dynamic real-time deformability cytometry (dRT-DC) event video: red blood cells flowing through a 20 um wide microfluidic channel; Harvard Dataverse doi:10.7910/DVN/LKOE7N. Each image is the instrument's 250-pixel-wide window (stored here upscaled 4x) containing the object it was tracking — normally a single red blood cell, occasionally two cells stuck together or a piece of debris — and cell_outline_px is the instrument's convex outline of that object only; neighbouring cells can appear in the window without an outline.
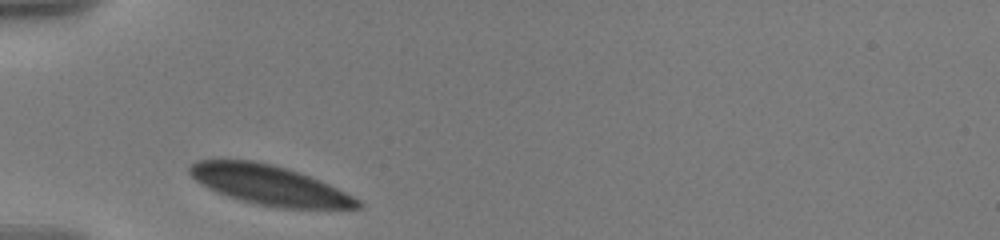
{"species": "human", "species_latin": "Homo sapiens", "temperature_condition": "warm", "stored_images_in_passage": 20, "camera_frame_rate_fps": 3000, "um_per_image_px": 0.085, "donor": {"sex": "male"}, "frame": {"image": 1, "passage_image": 1, "time_ms": 0.0, "image_size_px": [1000, 240], "cell_outline_px": [[364, 204], [360, 208], [280, 208], [256, 204], [240, 200], [228, 196], [208, 188], [196, 180], [188, 172], [188, 164], [200, 160], [252, 160], [272, 164], [288, 168], [300, 172], [328, 184], [360, 200]], "centroid_in_image_um": [22.89, 15.73], "position_along_channel_um": 62.1, "area_um2": 38.55}}
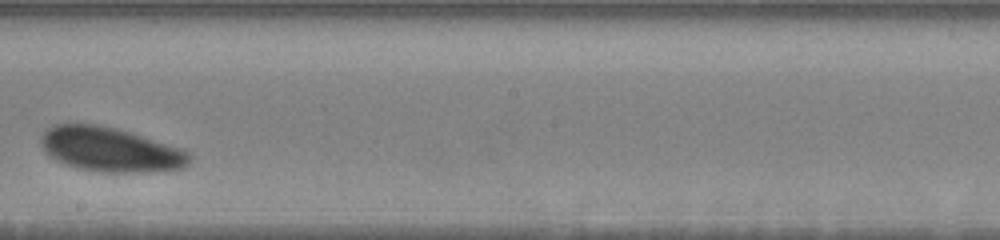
{"frame": {"image": 2, "passage_image": 12, "time_ms": 5.333, "image_size_px": [1000, 240], "cell_outline_px": [[192, 160], [184, 168], [164, 172], [100, 172], [76, 168], [64, 164], [48, 156], [44, 152], [40, 144], [40, 136], [52, 124], [100, 124], [116, 128], [184, 148], [192, 156]], "centroid_in_image_um": [9.4, 12.72], "position_along_channel_um": 238.8, "area_um2": 39.25}}
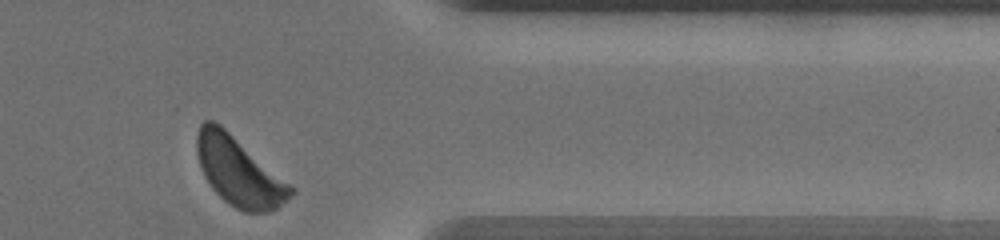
{"frame": {"image": 3, "passage_image": 20, "time_ms": 10.0, "image_size_px": [1000, 240], "cell_outline_px": [[296, 192], [276, 208], [268, 212], [244, 212], [228, 204], [212, 188], [204, 176], [196, 152], [196, 136], [200, 124], [204, 120], [212, 120], [220, 124], [292, 184], [296, 188]], "centroid_in_image_um": [20.32, 14.57], "position_along_channel_um": 391.1, "area_um2": 37.74}, "authors_computed_cell_mechanics": {"area_um2": 38.8127, "velocity_mm_per_s": 3.4644, "shape_relaxation_time_tau1_ms": 2.3939, "shape_relaxation_time_tau2_ms": null, "deformation_change_tau1": 0.0751, "deformation_change_tau2": null}}